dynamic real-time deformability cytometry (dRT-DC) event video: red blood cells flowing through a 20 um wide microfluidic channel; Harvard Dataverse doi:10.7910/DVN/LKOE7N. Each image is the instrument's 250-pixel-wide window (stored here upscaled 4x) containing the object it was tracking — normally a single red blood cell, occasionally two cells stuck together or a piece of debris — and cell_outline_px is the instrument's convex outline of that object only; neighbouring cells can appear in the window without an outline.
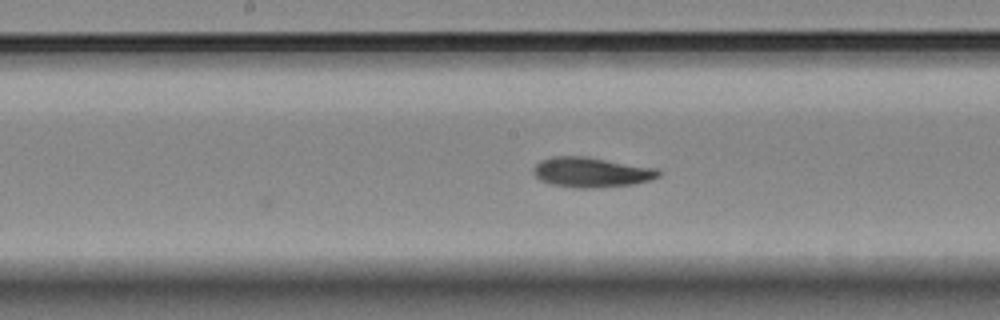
{"species": "Egyptian fruit bat (a non-hibernating species)", "species_latin": "Rousettus aegyptiacus", "temperature_condition": "room temperature", "stored_images_in_passage": 16, "camera_frame_rate_fps": 3000, "um_per_image_px": 0.085, "animal": {"sex": "female"}, "frame": {"image": 1, "passage_image": 16, "time_ms": 5.0, "image_size_px": [1000, 320], "cell_outline_px": [[664, 172], [660, 176], [652, 180], [636, 184], [592, 188], [576, 188], [552, 184], [540, 180], [532, 172], [532, 168], [540, 160], [552, 156], [588, 156], [656, 168]], "centroid_in_image_um": [50.3, 14.63], "position_along_channel_um": 197.9, "area_um2": 22.25}}